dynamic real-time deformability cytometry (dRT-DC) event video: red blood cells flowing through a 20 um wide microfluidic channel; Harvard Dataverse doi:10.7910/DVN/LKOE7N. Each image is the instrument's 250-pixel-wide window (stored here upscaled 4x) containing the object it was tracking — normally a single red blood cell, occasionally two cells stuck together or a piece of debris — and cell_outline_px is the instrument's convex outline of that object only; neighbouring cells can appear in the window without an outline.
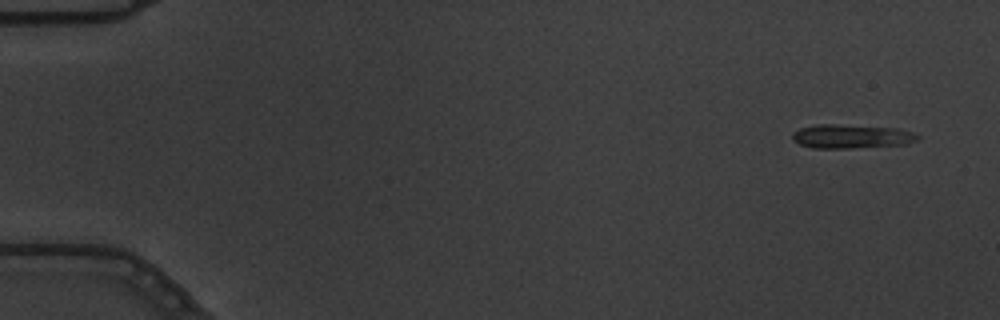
{"species": "common noctule bat (a hibernating species)", "species_latin": "Nyctalus noctula", "temperature_condition": "warm", "stored_images_in_passage": 5, "camera_frame_rate_fps": 3000, "um_per_image_px": 0.085, "animal": {"sex": "male", "body_mass_g": 19.5, "forearm_length_mm": 54.6}, "frame": {"image": 1, "passage_image": 1, "time_ms": 0.0, "image_size_px": [1000, 320], "cell_outline_px": [[920, 136], [916, 140], [908, 144], [852, 148], [812, 148], [800, 144], [792, 140], [792, 132], [800, 128], [816, 124], [836, 124], [896, 128], [912, 132]], "centroid_in_image_um": [72.33, 11.59], "position_along_channel_um": 12.7, "area_um2": 17.51}}
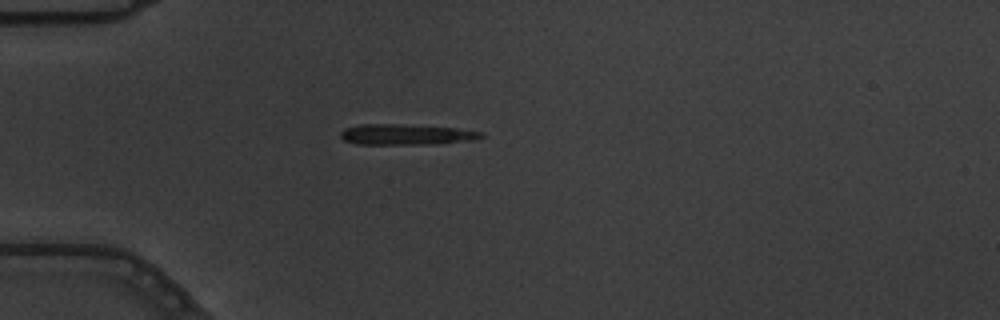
{"frame": {"image": 2, "passage_image": 4, "time_ms": 1.0, "image_size_px": [1000, 320], "cell_outline_px": [[484, 136], [476, 140], [436, 144], [356, 144], [344, 140], [340, 136], [340, 132], [344, 128], [364, 124], [396, 124], [456, 128], [484, 132]], "centroid_in_image_um": [34.56, 11.44], "position_along_channel_um": 50.4, "area_um2": 16.99}}